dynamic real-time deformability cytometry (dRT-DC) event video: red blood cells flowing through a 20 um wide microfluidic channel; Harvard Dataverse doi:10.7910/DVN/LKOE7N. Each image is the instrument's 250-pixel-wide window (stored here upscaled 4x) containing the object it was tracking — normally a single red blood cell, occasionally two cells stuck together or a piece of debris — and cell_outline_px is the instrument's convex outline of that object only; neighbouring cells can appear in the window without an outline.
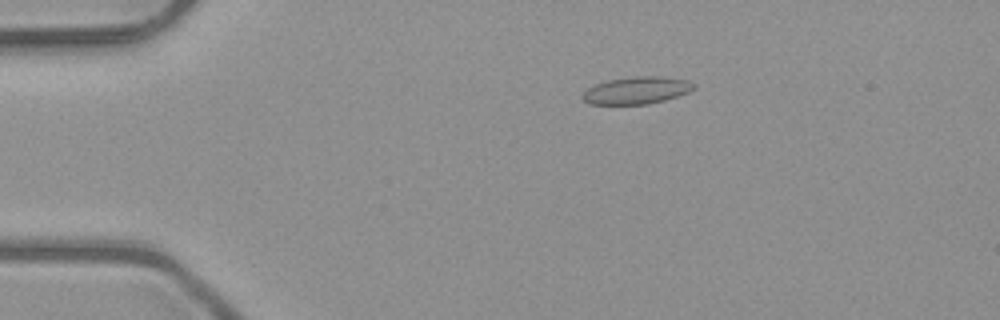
{"species": "common noctule bat (a hibernating species)", "species_latin": "Nyctalus noctula", "temperature_condition": "room temperature", "stored_images_in_passage": 49, "camera_frame_rate_fps": 3000, "um_per_image_px": 0.085, "animal": {"sex": "male", "body_mass_g": 23.1, "forearm_length_mm": 52.7}, "frame": {"image": 1, "passage_image": 8, "time_ms": 2.333, "image_size_px": [1000, 320], "cell_outline_px": [[696, 88], [688, 92], [664, 100], [648, 104], [588, 104], [580, 96], [588, 88], [596, 84], [608, 80], [636, 76], [660, 76], [688, 80], [696, 84]], "centroid_in_image_um": [54.12, 7.68], "position_along_channel_um": 30.9, "area_um2": 17.63}}
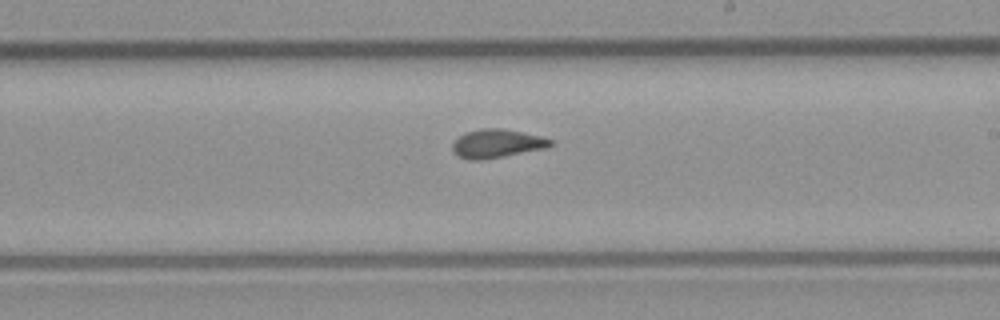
{"frame": {"image": 2, "passage_image": 28, "time_ms": 9.0, "image_size_px": [1000, 320], "cell_outline_px": [[552, 144], [544, 148], [504, 156], [480, 160], [468, 160], [460, 156], [452, 148], [452, 144], [464, 132], [480, 128], [500, 128], [540, 136], [552, 140]], "centroid_in_image_um": [42.2, 12.19], "position_along_channel_um": 246.8, "area_um2": 15.95}}
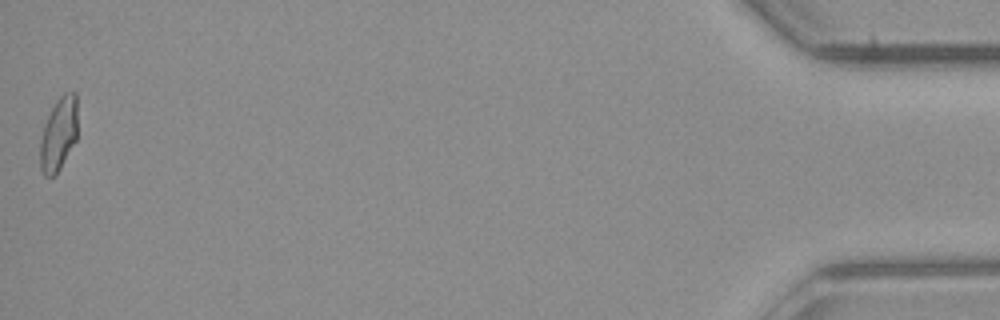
{"frame": {"image": 3, "passage_image": 49, "time_ms": 16.0, "image_size_px": [1000, 320], "cell_outline_px": [[76, 140], [56, 176], [44, 176], [40, 168], [40, 140], [44, 124], [56, 100], [64, 92], [76, 92]], "centroid_in_image_um": [4.97, 11.42], "position_along_channel_um": 430.2, "area_um2": 16.01}, "authors_computed_cell_mechanics": {"area_um2": 16.0106, "velocity_mm_per_s": 4.0477, "shape_relaxation_time_tau1_ms": 6.0388, "shape_relaxation_time_tau2_ms": 1.0135, "deformation_change_tau1": 0.1339, "deformation_change_tau2": 0.0507}}